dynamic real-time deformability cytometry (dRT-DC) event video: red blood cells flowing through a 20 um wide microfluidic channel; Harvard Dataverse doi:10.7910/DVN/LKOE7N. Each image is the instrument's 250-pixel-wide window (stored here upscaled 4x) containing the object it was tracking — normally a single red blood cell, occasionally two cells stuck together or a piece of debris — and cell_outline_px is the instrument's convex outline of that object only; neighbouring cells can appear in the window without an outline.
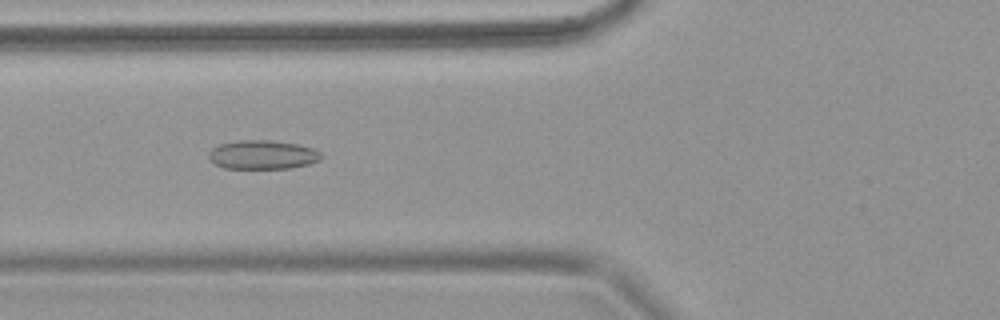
{"species": "common noctule bat (a hibernating species)", "species_latin": "Nyctalus noctula", "temperature_condition": "warm", "stored_images_in_passage": 66, "camera_frame_rate_fps": 3000, "um_per_image_px": 0.085, "animal": {"sex": "female", "body_mass_g": 18.4}, "frame": {"image": 1, "passage_image": 27, "time_ms": 8.667, "image_size_px": [1000, 320], "cell_outline_px": [[324, 156], [320, 160], [308, 164], [292, 168], [224, 168], [216, 164], [208, 156], [208, 152], [212, 148], [220, 144], [236, 140], [272, 140], [300, 144], [312, 148], [320, 152]], "centroid_in_image_um": [22.35, 13.14], "position_along_channel_um": 103.5, "area_um2": 19.07}}
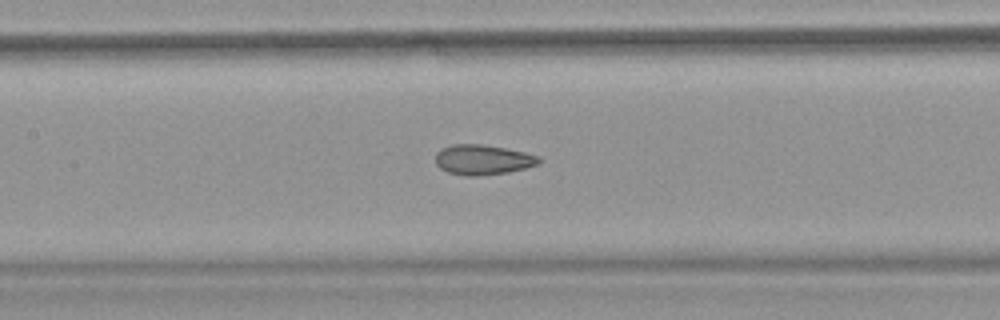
{"frame": {"image": 2, "passage_image": 33, "time_ms": 10.667, "image_size_px": [1000, 320], "cell_outline_px": [[540, 164], [508, 172], [476, 176], [464, 176], [448, 172], [440, 168], [436, 164], [436, 152], [440, 148], [452, 144], [480, 144], [504, 148], [524, 152], [540, 156]], "centroid_in_image_um": [41.01, 13.57], "position_along_channel_um": 166.4, "area_um2": 18.15}}
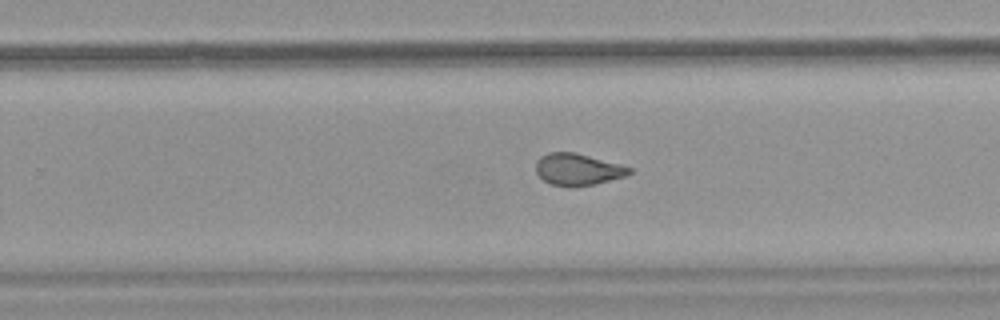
{"frame": {"image": 3, "passage_image": 44, "time_ms": 14.333, "image_size_px": [1000, 320], "cell_outline_px": [[632, 172], [624, 176], [596, 184], [572, 188], [568, 188], [552, 184], [544, 180], [536, 172], [536, 160], [540, 156], [548, 152], [576, 152], [620, 164], [632, 168]], "centroid_in_image_um": [49.09, 14.4], "position_along_channel_um": 280.7, "area_um2": 17.51}}